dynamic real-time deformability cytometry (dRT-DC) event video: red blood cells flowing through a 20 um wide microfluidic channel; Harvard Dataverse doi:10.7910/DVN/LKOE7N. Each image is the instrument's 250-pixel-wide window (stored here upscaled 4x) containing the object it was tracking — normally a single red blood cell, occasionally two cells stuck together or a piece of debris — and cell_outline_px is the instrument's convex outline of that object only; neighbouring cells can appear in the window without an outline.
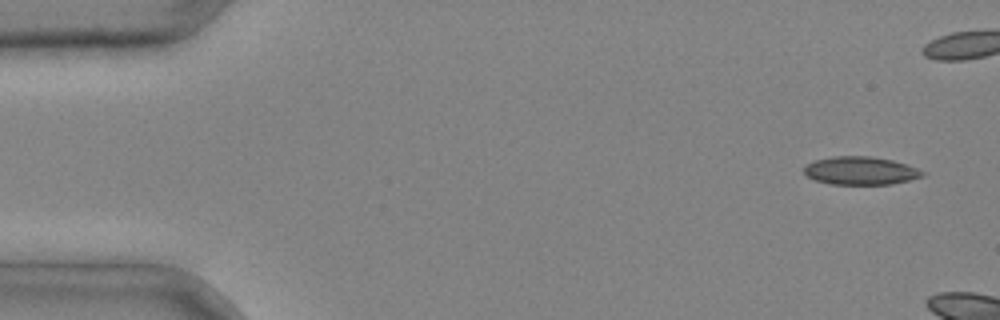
{"species": "common noctule bat (a hibernating species)", "species_latin": "Nyctalus noctula", "temperature_condition": "cold", "stored_images_in_passage": 2, "camera_frame_rate_fps": 3000, "um_per_image_px": 0.085, "animal": {"sex": "male", "body_mass_g": 20.4}, "frame": {"image": 1, "passage_image": 2, "time_ms": 0.333, "image_size_px": [1000, 320], "cell_outline_px": [[924, 176], [892, 184], [832, 184], [816, 180], [808, 176], [804, 172], [804, 164], [816, 160], [832, 156], [868, 156], [892, 160], [908, 164], [924, 172]], "centroid_in_image_um": [73.14, 14.5], "position_along_channel_um": 11.9, "area_um2": 19.31}}